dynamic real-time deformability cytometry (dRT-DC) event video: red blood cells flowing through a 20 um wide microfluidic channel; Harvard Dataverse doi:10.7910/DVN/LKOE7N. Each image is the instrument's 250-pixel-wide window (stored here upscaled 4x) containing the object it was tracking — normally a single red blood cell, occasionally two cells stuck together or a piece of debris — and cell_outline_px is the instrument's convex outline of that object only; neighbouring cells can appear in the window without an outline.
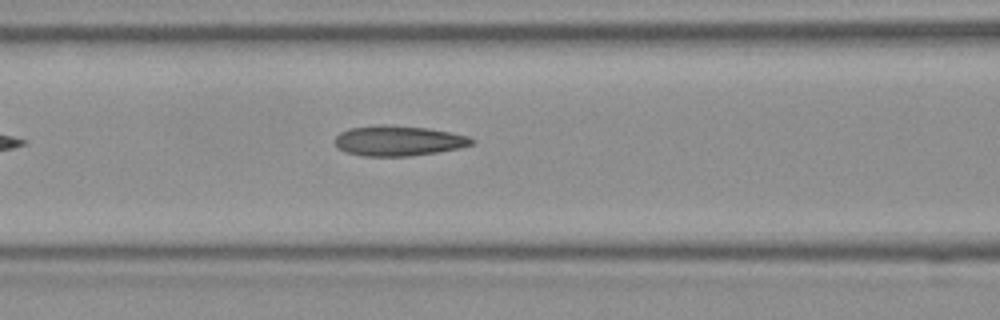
{"species": "Egyptian fruit bat (a non-hibernating species)", "species_latin": "Rousettus aegyptiacus", "temperature_condition": "room temperature", "stored_images_in_passage": 7, "camera_frame_rate_fps": 3000, "um_per_image_px": 0.085, "frame": {"image": 1, "passage_image": 7, "time_ms": 2.0, "image_size_px": [1000, 320], "cell_outline_px": [[476, 140], [472, 144], [460, 148], [412, 156], [364, 156], [344, 152], [332, 140], [340, 132], [348, 128], [384, 124], [388, 124], [428, 128], [468, 136]], "centroid_in_image_um": [33.84, 11.96], "position_along_channel_um": 132.8, "area_um2": 24.22}}